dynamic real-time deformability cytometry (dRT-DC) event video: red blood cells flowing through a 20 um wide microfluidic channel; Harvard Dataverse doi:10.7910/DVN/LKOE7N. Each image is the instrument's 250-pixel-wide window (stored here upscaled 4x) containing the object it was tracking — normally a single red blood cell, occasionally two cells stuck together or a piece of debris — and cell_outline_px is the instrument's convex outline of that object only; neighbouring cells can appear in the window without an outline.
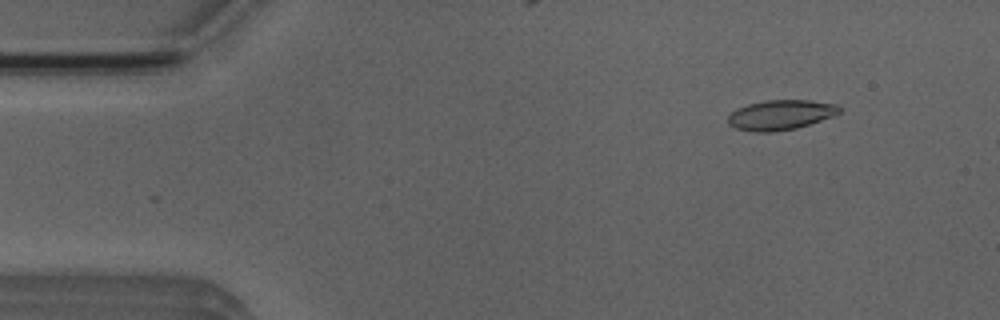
{"species": "Egyptian fruit bat (a non-hibernating species)", "species_latin": "Rousettus aegyptiacus", "temperature_condition": "room temperature", "stored_images_in_passage": 4, "camera_frame_rate_fps": 3000, "um_per_image_px": 0.085, "animal": {"sex": "male"}, "frame": {"image": 1, "passage_image": 2, "time_ms": 1.333, "image_size_px": [1000, 320], "cell_outline_px": [[840, 112], [832, 116], [796, 128], [776, 132], [756, 132], [736, 128], [728, 124], [728, 116], [736, 108], [748, 104], [764, 100], [808, 100], [836, 104], [840, 108]], "centroid_in_image_um": [66.31, 9.76], "position_along_channel_um": 18.7, "area_um2": 19.31}}